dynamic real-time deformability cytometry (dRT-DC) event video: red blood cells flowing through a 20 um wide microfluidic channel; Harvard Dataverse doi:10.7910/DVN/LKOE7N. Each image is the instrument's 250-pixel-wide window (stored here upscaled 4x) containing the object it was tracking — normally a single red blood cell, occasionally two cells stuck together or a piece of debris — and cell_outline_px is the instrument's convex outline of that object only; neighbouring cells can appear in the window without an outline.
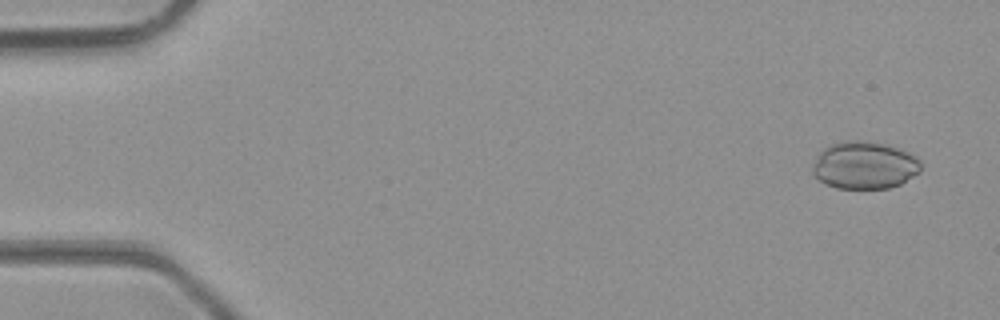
{"species": "common noctule bat (a hibernating species)", "species_latin": "Nyctalus noctula", "temperature_condition": "room temperature", "stored_images_in_passage": 48, "camera_frame_rate_fps": 3000, "um_per_image_px": 0.085, "animal": {"sex": "male", "body_mass_g": 23.1, "forearm_length_mm": 52.7}, "frame": {"image": 1, "passage_image": 3, "time_ms": 0.667, "image_size_px": [1000, 320], "cell_outline_px": [[920, 172], [900, 184], [888, 188], [836, 188], [824, 184], [812, 172], [812, 168], [816, 156], [824, 148], [832, 144], [852, 140], [860, 140], [884, 144], [900, 148], [916, 156], [920, 160]], "centroid_in_image_um": [73.48, 14.05], "position_along_channel_um": 11.5, "area_um2": 29.88}}
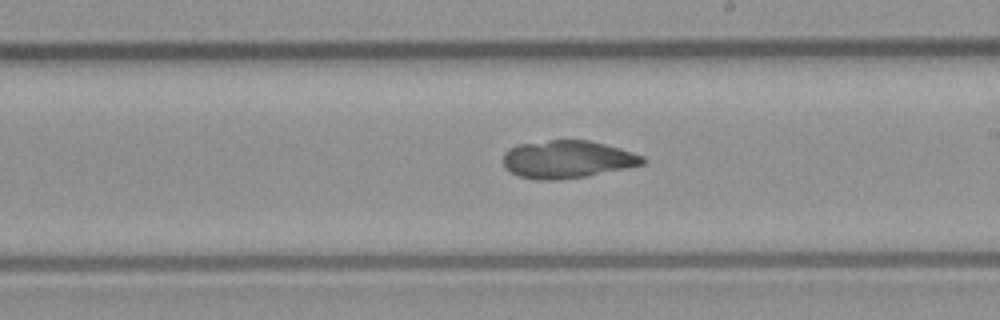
{"frame": {"image": 2, "passage_image": 28, "time_ms": 9.0, "image_size_px": [1000, 320], "cell_outline_px": [[648, 160], [644, 164], [588, 176], [560, 180], [536, 180], [520, 176], [512, 172], [504, 164], [504, 152], [508, 148], [516, 144], [548, 140], [588, 140], [620, 148], [644, 156]], "centroid_in_image_um": [48.23, 13.54], "position_along_channel_um": 240.8, "area_um2": 30.75}}
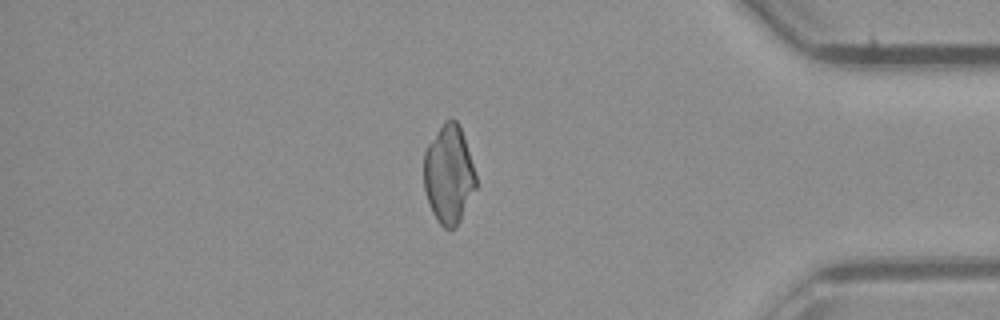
{"frame": {"image": 3, "passage_image": 41, "time_ms": 13.333, "image_size_px": [1000, 320], "cell_outline_px": [[476, 188], [460, 220], [452, 228], [444, 228], [436, 220], [432, 212], [424, 188], [424, 152], [428, 144], [444, 120], [452, 116], [460, 124], [476, 176]], "centroid_in_image_um": [38.14, 14.78], "position_along_channel_um": 397.1, "area_um2": 29.82}}